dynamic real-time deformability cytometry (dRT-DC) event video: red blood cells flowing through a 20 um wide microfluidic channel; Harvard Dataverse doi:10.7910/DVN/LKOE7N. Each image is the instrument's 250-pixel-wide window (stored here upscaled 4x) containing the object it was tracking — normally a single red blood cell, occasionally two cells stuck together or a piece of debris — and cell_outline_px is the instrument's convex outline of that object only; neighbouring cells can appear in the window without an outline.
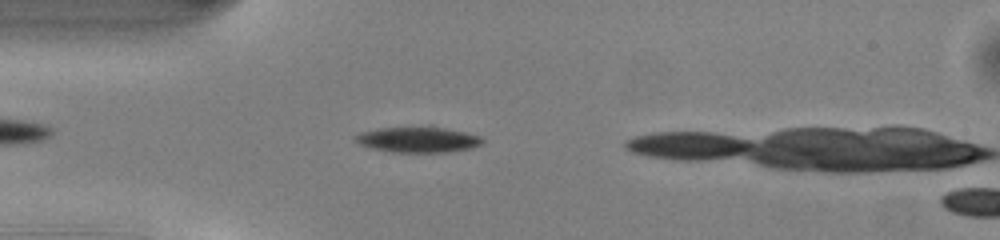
{"species": "common noctule bat (a hibernating species)", "species_latin": "Nyctalus noctula", "temperature_condition": "warm", "stored_images_in_passage": 6, "camera_frame_rate_fps": 3000, "um_per_image_px": 0.085, "animal": {"sex": "male", "body_mass_g": 13.0, "forearm_length_mm": 53.1}, "frame": {"image": 1, "passage_image": 5, "time_ms": 1.333, "image_size_px": [1000, 240], "cell_outline_px": [[484, 144], [472, 148], [448, 152], [392, 152], [372, 148], [360, 144], [352, 136], [360, 132], [376, 128], [428, 124], [432, 124], [480, 136], [484, 140]], "centroid_in_image_um": [35.54, 11.82], "position_along_channel_um": 49.5, "area_um2": 19.83}}